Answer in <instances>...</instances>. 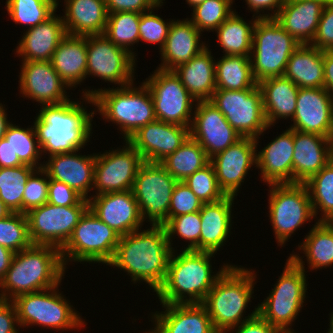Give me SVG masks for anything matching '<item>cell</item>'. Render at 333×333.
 I'll use <instances>...</instances> for the list:
<instances>
[{"label":"cell","mask_w":333,"mask_h":333,"mask_svg":"<svg viewBox=\"0 0 333 333\" xmlns=\"http://www.w3.org/2000/svg\"><path fill=\"white\" fill-rule=\"evenodd\" d=\"M136 230L120 236L111 261L107 264L128 272L134 283L144 281L154 292L163 284L173 252L164 225Z\"/></svg>","instance_id":"cell-1"},{"label":"cell","mask_w":333,"mask_h":333,"mask_svg":"<svg viewBox=\"0 0 333 333\" xmlns=\"http://www.w3.org/2000/svg\"><path fill=\"white\" fill-rule=\"evenodd\" d=\"M81 103L68 100L41 107L34 121L41 153L51 156L73 152L89 142L95 110L88 113Z\"/></svg>","instance_id":"cell-2"},{"label":"cell","mask_w":333,"mask_h":333,"mask_svg":"<svg viewBox=\"0 0 333 333\" xmlns=\"http://www.w3.org/2000/svg\"><path fill=\"white\" fill-rule=\"evenodd\" d=\"M174 254L175 250L169 259L166 278L156 292L162 304L202 303L217 279L230 266L225 264L212 275L210 261L214 253L182 250L180 254Z\"/></svg>","instance_id":"cell-3"},{"label":"cell","mask_w":333,"mask_h":333,"mask_svg":"<svg viewBox=\"0 0 333 333\" xmlns=\"http://www.w3.org/2000/svg\"><path fill=\"white\" fill-rule=\"evenodd\" d=\"M64 272L59 248L32 245L14 253L10 268L0 281V297L12 301L22 294L59 286Z\"/></svg>","instance_id":"cell-4"},{"label":"cell","mask_w":333,"mask_h":333,"mask_svg":"<svg viewBox=\"0 0 333 333\" xmlns=\"http://www.w3.org/2000/svg\"><path fill=\"white\" fill-rule=\"evenodd\" d=\"M139 87L133 83L109 89H86L83 98L97 107L100 115L119 125L125 140L131 138L141 127L156 121L154 102L149 88L143 82Z\"/></svg>","instance_id":"cell-5"},{"label":"cell","mask_w":333,"mask_h":333,"mask_svg":"<svg viewBox=\"0 0 333 333\" xmlns=\"http://www.w3.org/2000/svg\"><path fill=\"white\" fill-rule=\"evenodd\" d=\"M255 279L253 270L230 265L208 292L201 304L206 308L218 333H227L258 313V308H255L243 318L244 309L251 302Z\"/></svg>","instance_id":"cell-6"},{"label":"cell","mask_w":333,"mask_h":333,"mask_svg":"<svg viewBox=\"0 0 333 333\" xmlns=\"http://www.w3.org/2000/svg\"><path fill=\"white\" fill-rule=\"evenodd\" d=\"M299 256L290 254L274 289L257 307L258 314L282 332H293L289 327L299 315L305 301V264Z\"/></svg>","instance_id":"cell-7"},{"label":"cell","mask_w":333,"mask_h":333,"mask_svg":"<svg viewBox=\"0 0 333 333\" xmlns=\"http://www.w3.org/2000/svg\"><path fill=\"white\" fill-rule=\"evenodd\" d=\"M300 45L275 18H257L250 54L256 82L283 76L291 54Z\"/></svg>","instance_id":"cell-8"},{"label":"cell","mask_w":333,"mask_h":333,"mask_svg":"<svg viewBox=\"0 0 333 333\" xmlns=\"http://www.w3.org/2000/svg\"><path fill=\"white\" fill-rule=\"evenodd\" d=\"M58 287L22 294L12 300L20 327L39 325L64 331L87 325L62 293H58Z\"/></svg>","instance_id":"cell-9"},{"label":"cell","mask_w":333,"mask_h":333,"mask_svg":"<svg viewBox=\"0 0 333 333\" xmlns=\"http://www.w3.org/2000/svg\"><path fill=\"white\" fill-rule=\"evenodd\" d=\"M119 239L120 235L88 208L60 249L65 269V265L73 260L107 265L114 256Z\"/></svg>","instance_id":"cell-10"},{"label":"cell","mask_w":333,"mask_h":333,"mask_svg":"<svg viewBox=\"0 0 333 333\" xmlns=\"http://www.w3.org/2000/svg\"><path fill=\"white\" fill-rule=\"evenodd\" d=\"M271 186V187H270ZM269 217L278 245H284L305 222L314 218L304 183L269 184Z\"/></svg>","instance_id":"cell-11"},{"label":"cell","mask_w":333,"mask_h":333,"mask_svg":"<svg viewBox=\"0 0 333 333\" xmlns=\"http://www.w3.org/2000/svg\"><path fill=\"white\" fill-rule=\"evenodd\" d=\"M209 101L241 137L259 139L269 128L258 86L244 90L216 89Z\"/></svg>","instance_id":"cell-12"},{"label":"cell","mask_w":333,"mask_h":333,"mask_svg":"<svg viewBox=\"0 0 333 333\" xmlns=\"http://www.w3.org/2000/svg\"><path fill=\"white\" fill-rule=\"evenodd\" d=\"M177 180L160 163L143 162L133 183L132 193L143 222L164 225L168 221L171 196Z\"/></svg>","instance_id":"cell-13"},{"label":"cell","mask_w":333,"mask_h":333,"mask_svg":"<svg viewBox=\"0 0 333 333\" xmlns=\"http://www.w3.org/2000/svg\"><path fill=\"white\" fill-rule=\"evenodd\" d=\"M144 83L153 98L157 120L190 128L195 99L174 71L157 68Z\"/></svg>","instance_id":"cell-14"},{"label":"cell","mask_w":333,"mask_h":333,"mask_svg":"<svg viewBox=\"0 0 333 333\" xmlns=\"http://www.w3.org/2000/svg\"><path fill=\"white\" fill-rule=\"evenodd\" d=\"M89 206H56L45 203L26 213L33 245H51L61 249Z\"/></svg>","instance_id":"cell-15"},{"label":"cell","mask_w":333,"mask_h":333,"mask_svg":"<svg viewBox=\"0 0 333 333\" xmlns=\"http://www.w3.org/2000/svg\"><path fill=\"white\" fill-rule=\"evenodd\" d=\"M87 76L93 75L120 87L134 82L136 58L104 34L86 36Z\"/></svg>","instance_id":"cell-16"},{"label":"cell","mask_w":333,"mask_h":333,"mask_svg":"<svg viewBox=\"0 0 333 333\" xmlns=\"http://www.w3.org/2000/svg\"><path fill=\"white\" fill-rule=\"evenodd\" d=\"M122 149L96 154L93 190L96 195L132 190L140 165L139 152L127 141Z\"/></svg>","instance_id":"cell-17"},{"label":"cell","mask_w":333,"mask_h":333,"mask_svg":"<svg viewBox=\"0 0 333 333\" xmlns=\"http://www.w3.org/2000/svg\"><path fill=\"white\" fill-rule=\"evenodd\" d=\"M193 115L190 137L201 145L209 158L242 138L209 100L197 101Z\"/></svg>","instance_id":"cell-18"},{"label":"cell","mask_w":333,"mask_h":333,"mask_svg":"<svg viewBox=\"0 0 333 333\" xmlns=\"http://www.w3.org/2000/svg\"><path fill=\"white\" fill-rule=\"evenodd\" d=\"M258 138L242 137L210 158L219 188L225 195L237 196L241 183L253 165H256Z\"/></svg>","instance_id":"cell-19"},{"label":"cell","mask_w":333,"mask_h":333,"mask_svg":"<svg viewBox=\"0 0 333 333\" xmlns=\"http://www.w3.org/2000/svg\"><path fill=\"white\" fill-rule=\"evenodd\" d=\"M290 129L332 138L333 99L320 88H299Z\"/></svg>","instance_id":"cell-20"},{"label":"cell","mask_w":333,"mask_h":333,"mask_svg":"<svg viewBox=\"0 0 333 333\" xmlns=\"http://www.w3.org/2000/svg\"><path fill=\"white\" fill-rule=\"evenodd\" d=\"M189 136V127L156 120L141 127L127 141L139 152L143 161L160 163Z\"/></svg>","instance_id":"cell-21"},{"label":"cell","mask_w":333,"mask_h":333,"mask_svg":"<svg viewBox=\"0 0 333 333\" xmlns=\"http://www.w3.org/2000/svg\"><path fill=\"white\" fill-rule=\"evenodd\" d=\"M20 92L28 99L43 105H57L70 100L68 85L54 70L51 61H23L20 73Z\"/></svg>","instance_id":"cell-22"},{"label":"cell","mask_w":333,"mask_h":333,"mask_svg":"<svg viewBox=\"0 0 333 333\" xmlns=\"http://www.w3.org/2000/svg\"><path fill=\"white\" fill-rule=\"evenodd\" d=\"M88 201L90 210L118 235L142 228V216L132 190L93 195Z\"/></svg>","instance_id":"cell-23"},{"label":"cell","mask_w":333,"mask_h":333,"mask_svg":"<svg viewBox=\"0 0 333 333\" xmlns=\"http://www.w3.org/2000/svg\"><path fill=\"white\" fill-rule=\"evenodd\" d=\"M76 151L51 155L42 168L50 179L65 183L88 200L94 185L96 154L86 156Z\"/></svg>","instance_id":"cell-24"},{"label":"cell","mask_w":333,"mask_h":333,"mask_svg":"<svg viewBox=\"0 0 333 333\" xmlns=\"http://www.w3.org/2000/svg\"><path fill=\"white\" fill-rule=\"evenodd\" d=\"M293 183H305L333 159L331 138L293 130Z\"/></svg>","instance_id":"cell-25"},{"label":"cell","mask_w":333,"mask_h":333,"mask_svg":"<svg viewBox=\"0 0 333 333\" xmlns=\"http://www.w3.org/2000/svg\"><path fill=\"white\" fill-rule=\"evenodd\" d=\"M166 309L153 314V333H218L201 303L162 304ZM158 312V313H157Z\"/></svg>","instance_id":"cell-26"},{"label":"cell","mask_w":333,"mask_h":333,"mask_svg":"<svg viewBox=\"0 0 333 333\" xmlns=\"http://www.w3.org/2000/svg\"><path fill=\"white\" fill-rule=\"evenodd\" d=\"M293 154V130L288 128L256 152L255 167L260 169L262 181L268 185L293 183Z\"/></svg>","instance_id":"cell-27"},{"label":"cell","mask_w":333,"mask_h":333,"mask_svg":"<svg viewBox=\"0 0 333 333\" xmlns=\"http://www.w3.org/2000/svg\"><path fill=\"white\" fill-rule=\"evenodd\" d=\"M200 34L202 33L188 18L182 21L172 20L165 45L160 51L162 63L158 68L173 71L192 60L207 47L205 43H200Z\"/></svg>","instance_id":"cell-28"},{"label":"cell","mask_w":333,"mask_h":333,"mask_svg":"<svg viewBox=\"0 0 333 333\" xmlns=\"http://www.w3.org/2000/svg\"><path fill=\"white\" fill-rule=\"evenodd\" d=\"M324 7L317 0H285L275 19L299 44H310Z\"/></svg>","instance_id":"cell-29"},{"label":"cell","mask_w":333,"mask_h":333,"mask_svg":"<svg viewBox=\"0 0 333 333\" xmlns=\"http://www.w3.org/2000/svg\"><path fill=\"white\" fill-rule=\"evenodd\" d=\"M24 33L16 47V53L22 56V61H50L57 46L67 35L62 17L55 13Z\"/></svg>","instance_id":"cell-30"},{"label":"cell","mask_w":333,"mask_h":333,"mask_svg":"<svg viewBox=\"0 0 333 333\" xmlns=\"http://www.w3.org/2000/svg\"><path fill=\"white\" fill-rule=\"evenodd\" d=\"M234 199L235 196L226 195L219 201L203 203L200 210V251L216 254L230 236Z\"/></svg>","instance_id":"cell-31"},{"label":"cell","mask_w":333,"mask_h":333,"mask_svg":"<svg viewBox=\"0 0 333 333\" xmlns=\"http://www.w3.org/2000/svg\"><path fill=\"white\" fill-rule=\"evenodd\" d=\"M66 33L76 36L103 34L108 12L105 0H64Z\"/></svg>","instance_id":"cell-32"},{"label":"cell","mask_w":333,"mask_h":333,"mask_svg":"<svg viewBox=\"0 0 333 333\" xmlns=\"http://www.w3.org/2000/svg\"><path fill=\"white\" fill-rule=\"evenodd\" d=\"M51 64L69 88L87 77V38L67 34L57 46Z\"/></svg>","instance_id":"cell-33"},{"label":"cell","mask_w":333,"mask_h":333,"mask_svg":"<svg viewBox=\"0 0 333 333\" xmlns=\"http://www.w3.org/2000/svg\"><path fill=\"white\" fill-rule=\"evenodd\" d=\"M208 47L173 71L195 101L210 100L216 90L215 59Z\"/></svg>","instance_id":"cell-34"},{"label":"cell","mask_w":333,"mask_h":333,"mask_svg":"<svg viewBox=\"0 0 333 333\" xmlns=\"http://www.w3.org/2000/svg\"><path fill=\"white\" fill-rule=\"evenodd\" d=\"M262 92L265 117L269 127L275 126L279 118L293 119L296 112V102L299 87L289 78L283 76L271 77L258 83Z\"/></svg>","instance_id":"cell-35"},{"label":"cell","mask_w":333,"mask_h":333,"mask_svg":"<svg viewBox=\"0 0 333 333\" xmlns=\"http://www.w3.org/2000/svg\"><path fill=\"white\" fill-rule=\"evenodd\" d=\"M284 76L299 88L324 87L323 50L301 44L291 54Z\"/></svg>","instance_id":"cell-36"},{"label":"cell","mask_w":333,"mask_h":333,"mask_svg":"<svg viewBox=\"0 0 333 333\" xmlns=\"http://www.w3.org/2000/svg\"><path fill=\"white\" fill-rule=\"evenodd\" d=\"M247 23L243 17L234 12L216 30L218 41L223 48V55L250 56L253 30L257 16Z\"/></svg>","instance_id":"cell-37"},{"label":"cell","mask_w":333,"mask_h":333,"mask_svg":"<svg viewBox=\"0 0 333 333\" xmlns=\"http://www.w3.org/2000/svg\"><path fill=\"white\" fill-rule=\"evenodd\" d=\"M216 89L244 90L258 86L253 77L250 56L224 55L215 61Z\"/></svg>","instance_id":"cell-38"},{"label":"cell","mask_w":333,"mask_h":333,"mask_svg":"<svg viewBox=\"0 0 333 333\" xmlns=\"http://www.w3.org/2000/svg\"><path fill=\"white\" fill-rule=\"evenodd\" d=\"M210 163V158L201 145L190 136L173 153L163 159L160 164L178 182H183L196 171Z\"/></svg>","instance_id":"cell-39"},{"label":"cell","mask_w":333,"mask_h":333,"mask_svg":"<svg viewBox=\"0 0 333 333\" xmlns=\"http://www.w3.org/2000/svg\"><path fill=\"white\" fill-rule=\"evenodd\" d=\"M302 243L298 248L304 251L309 269L333 264V230L325 221H317Z\"/></svg>","instance_id":"cell-40"},{"label":"cell","mask_w":333,"mask_h":333,"mask_svg":"<svg viewBox=\"0 0 333 333\" xmlns=\"http://www.w3.org/2000/svg\"><path fill=\"white\" fill-rule=\"evenodd\" d=\"M304 184L311 199L314 217L321 211L322 218L317 221L333 217V159Z\"/></svg>","instance_id":"cell-41"},{"label":"cell","mask_w":333,"mask_h":333,"mask_svg":"<svg viewBox=\"0 0 333 333\" xmlns=\"http://www.w3.org/2000/svg\"><path fill=\"white\" fill-rule=\"evenodd\" d=\"M29 165L0 168V199L13 213H22V200L29 176L36 170Z\"/></svg>","instance_id":"cell-42"},{"label":"cell","mask_w":333,"mask_h":333,"mask_svg":"<svg viewBox=\"0 0 333 333\" xmlns=\"http://www.w3.org/2000/svg\"><path fill=\"white\" fill-rule=\"evenodd\" d=\"M141 14L138 12H116L108 14L104 35L116 46L135 53L129 48L139 43V22Z\"/></svg>","instance_id":"cell-43"},{"label":"cell","mask_w":333,"mask_h":333,"mask_svg":"<svg viewBox=\"0 0 333 333\" xmlns=\"http://www.w3.org/2000/svg\"><path fill=\"white\" fill-rule=\"evenodd\" d=\"M58 7L53 0H6V9L16 24L35 27L50 18Z\"/></svg>","instance_id":"cell-44"},{"label":"cell","mask_w":333,"mask_h":333,"mask_svg":"<svg viewBox=\"0 0 333 333\" xmlns=\"http://www.w3.org/2000/svg\"><path fill=\"white\" fill-rule=\"evenodd\" d=\"M4 139L10 144L23 164L37 169L43 167V164L38 163L42 153L34 125L24 129L10 123L5 131Z\"/></svg>","instance_id":"cell-45"},{"label":"cell","mask_w":333,"mask_h":333,"mask_svg":"<svg viewBox=\"0 0 333 333\" xmlns=\"http://www.w3.org/2000/svg\"><path fill=\"white\" fill-rule=\"evenodd\" d=\"M233 0H205L193 7L189 20L201 32L216 30L231 14ZM204 30V31H203Z\"/></svg>","instance_id":"cell-46"},{"label":"cell","mask_w":333,"mask_h":333,"mask_svg":"<svg viewBox=\"0 0 333 333\" xmlns=\"http://www.w3.org/2000/svg\"><path fill=\"white\" fill-rule=\"evenodd\" d=\"M0 245L14 253L33 245L25 213L12 212L8 217L0 220Z\"/></svg>","instance_id":"cell-47"},{"label":"cell","mask_w":333,"mask_h":333,"mask_svg":"<svg viewBox=\"0 0 333 333\" xmlns=\"http://www.w3.org/2000/svg\"><path fill=\"white\" fill-rule=\"evenodd\" d=\"M167 239L172 250V237L177 236L188 240L190 243L182 250L200 251V233H201V216L200 211L182 214L170 218L165 224Z\"/></svg>","instance_id":"cell-48"},{"label":"cell","mask_w":333,"mask_h":333,"mask_svg":"<svg viewBox=\"0 0 333 333\" xmlns=\"http://www.w3.org/2000/svg\"><path fill=\"white\" fill-rule=\"evenodd\" d=\"M183 182L203 203L216 202L226 196L219 188L211 163L191 174Z\"/></svg>","instance_id":"cell-49"},{"label":"cell","mask_w":333,"mask_h":333,"mask_svg":"<svg viewBox=\"0 0 333 333\" xmlns=\"http://www.w3.org/2000/svg\"><path fill=\"white\" fill-rule=\"evenodd\" d=\"M48 185L49 176L43 168L36 169L29 176L23 193L22 213L26 214L29 210L47 203Z\"/></svg>","instance_id":"cell-50"},{"label":"cell","mask_w":333,"mask_h":333,"mask_svg":"<svg viewBox=\"0 0 333 333\" xmlns=\"http://www.w3.org/2000/svg\"><path fill=\"white\" fill-rule=\"evenodd\" d=\"M151 9L148 13H141L139 22V40L149 43H159L160 51L163 49L172 21L165 22L155 15Z\"/></svg>","instance_id":"cell-51"},{"label":"cell","mask_w":333,"mask_h":333,"mask_svg":"<svg viewBox=\"0 0 333 333\" xmlns=\"http://www.w3.org/2000/svg\"><path fill=\"white\" fill-rule=\"evenodd\" d=\"M203 202L184 182H177L174 187L168 213V220L182 214L200 211Z\"/></svg>","instance_id":"cell-52"},{"label":"cell","mask_w":333,"mask_h":333,"mask_svg":"<svg viewBox=\"0 0 333 333\" xmlns=\"http://www.w3.org/2000/svg\"><path fill=\"white\" fill-rule=\"evenodd\" d=\"M47 202L56 206H89V201L70 186L50 178Z\"/></svg>","instance_id":"cell-53"},{"label":"cell","mask_w":333,"mask_h":333,"mask_svg":"<svg viewBox=\"0 0 333 333\" xmlns=\"http://www.w3.org/2000/svg\"><path fill=\"white\" fill-rule=\"evenodd\" d=\"M319 50H333V4L325 5L317 32L310 43Z\"/></svg>","instance_id":"cell-54"},{"label":"cell","mask_w":333,"mask_h":333,"mask_svg":"<svg viewBox=\"0 0 333 333\" xmlns=\"http://www.w3.org/2000/svg\"><path fill=\"white\" fill-rule=\"evenodd\" d=\"M164 0H105L108 14L116 12L145 13L161 7Z\"/></svg>","instance_id":"cell-55"},{"label":"cell","mask_w":333,"mask_h":333,"mask_svg":"<svg viewBox=\"0 0 333 333\" xmlns=\"http://www.w3.org/2000/svg\"><path fill=\"white\" fill-rule=\"evenodd\" d=\"M233 329H235L236 333H283L279 328L264 320L258 313L227 332L231 333L232 331L234 333Z\"/></svg>","instance_id":"cell-56"},{"label":"cell","mask_w":333,"mask_h":333,"mask_svg":"<svg viewBox=\"0 0 333 333\" xmlns=\"http://www.w3.org/2000/svg\"><path fill=\"white\" fill-rule=\"evenodd\" d=\"M17 310L13 301H0V333H18Z\"/></svg>","instance_id":"cell-57"},{"label":"cell","mask_w":333,"mask_h":333,"mask_svg":"<svg viewBox=\"0 0 333 333\" xmlns=\"http://www.w3.org/2000/svg\"><path fill=\"white\" fill-rule=\"evenodd\" d=\"M248 8L258 15L261 11L269 10L274 11L268 14H259L258 18H275L281 7L284 5L285 0H245ZM271 14V15H270Z\"/></svg>","instance_id":"cell-58"},{"label":"cell","mask_w":333,"mask_h":333,"mask_svg":"<svg viewBox=\"0 0 333 333\" xmlns=\"http://www.w3.org/2000/svg\"><path fill=\"white\" fill-rule=\"evenodd\" d=\"M24 165L18 155L13 151L10 144L2 138L0 140V168L18 167Z\"/></svg>","instance_id":"cell-59"},{"label":"cell","mask_w":333,"mask_h":333,"mask_svg":"<svg viewBox=\"0 0 333 333\" xmlns=\"http://www.w3.org/2000/svg\"><path fill=\"white\" fill-rule=\"evenodd\" d=\"M324 89L333 99V50L323 51Z\"/></svg>","instance_id":"cell-60"},{"label":"cell","mask_w":333,"mask_h":333,"mask_svg":"<svg viewBox=\"0 0 333 333\" xmlns=\"http://www.w3.org/2000/svg\"><path fill=\"white\" fill-rule=\"evenodd\" d=\"M13 256L14 252L12 250L0 245V281L10 268Z\"/></svg>","instance_id":"cell-61"},{"label":"cell","mask_w":333,"mask_h":333,"mask_svg":"<svg viewBox=\"0 0 333 333\" xmlns=\"http://www.w3.org/2000/svg\"><path fill=\"white\" fill-rule=\"evenodd\" d=\"M4 108L5 107L2 105V103H0V140L4 138L5 131L8 125L11 123L7 120L8 117Z\"/></svg>","instance_id":"cell-62"},{"label":"cell","mask_w":333,"mask_h":333,"mask_svg":"<svg viewBox=\"0 0 333 333\" xmlns=\"http://www.w3.org/2000/svg\"><path fill=\"white\" fill-rule=\"evenodd\" d=\"M12 212L5 205V203L0 199V220L8 217Z\"/></svg>","instance_id":"cell-63"},{"label":"cell","mask_w":333,"mask_h":333,"mask_svg":"<svg viewBox=\"0 0 333 333\" xmlns=\"http://www.w3.org/2000/svg\"><path fill=\"white\" fill-rule=\"evenodd\" d=\"M204 1L205 0H186L187 4H189V6H191V7H194Z\"/></svg>","instance_id":"cell-64"},{"label":"cell","mask_w":333,"mask_h":333,"mask_svg":"<svg viewBox=\"0 0 333 333\" xmlns=\"http://www.w3.org/2000/svg\"><path fill=\"white\" fill-rule=\"evenodd\" d=\"M331 317H330V328L328 329L329 331L327 333H333V312H331Z\"/></svg>","instance_id":"cell-65"},{"label":"cell","mask_w":333,"mask_h":333,"mask_svg":"<svg viewBox=\"0 0 333 333\" xmlns=\"http://www.w3.org/2000/svg\"><path fill=\"white\" fill-rule=\"evenodd\" d=\"M317 1H320V2L323 3L324 5L333 4V0H317Z\"/></svg>","instance_id":"cell-66"},{"label":"cell","mask_w":333,"mask_h":333,"mask_svg":"<svg viewBox=\"0 0 333 333\" xmlns=\"http://www.w3.org/2000/svg\"><path fill=\"white\" fill-rule=\"evenodd\" d=\"M333 230V217L329 218L328 220L325 221Z\"/></svg>","instance_id":"cell-67"},{"label":"cell","mask_w":333,"mask_h":333,"mask_svg":"<svg viewBox=\"0 0 333 333\" xmlns=\"http://www.w3.org/2000/svg\"><path fill=\"white\" fill-rule=\"evenodd\" d=\"M331 141H332V145H333V132H332V138H331Z\"/></svg>","instance_id":"cell-68"}]
</instances>
